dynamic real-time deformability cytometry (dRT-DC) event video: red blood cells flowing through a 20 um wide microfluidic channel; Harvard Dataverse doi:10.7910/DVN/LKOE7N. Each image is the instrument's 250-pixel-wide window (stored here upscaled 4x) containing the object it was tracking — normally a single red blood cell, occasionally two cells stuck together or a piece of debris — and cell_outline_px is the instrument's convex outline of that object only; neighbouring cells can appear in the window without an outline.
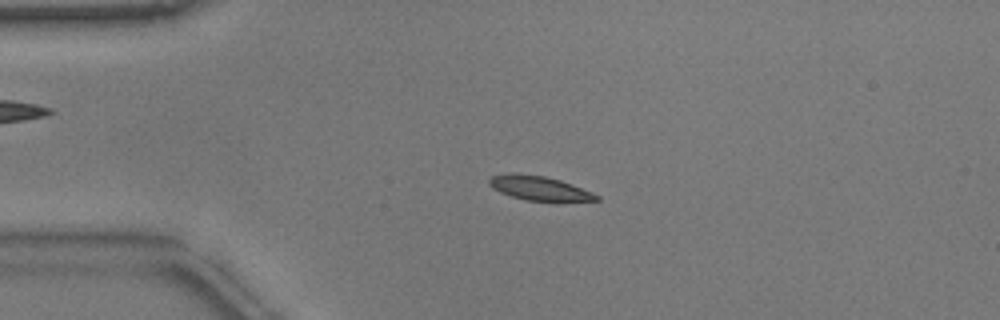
{"species": "common noctule bat (a hibernating species)", "species_latin": "Nyctalus noctula", "temperature_condition": "warm", "stored_images_in_passage": 52, "camera_frame_rate_fps": 3000, "um_per_image_px": 0.085, "animal": {"sex": "male", "body_mass_g": 17.9}, "frame": {"image": 1, "passage_image": 10, "time_ms": 3.0, "image_size_px": [1000, 320], "cell_outline_px": [[600, 200], [528, 200], [512, 196], [500, 192], [492, 188], [488, 184], [488, 180], [492, 176], [508, 172], [512, 172], [544, 176], [560, 180], [572, 184], [592, 192], [600, 196]], "centroid_in_image_um": [45.78, 15.96], "position_along_channel_um": 39.2, "area_um2": 14.91}}
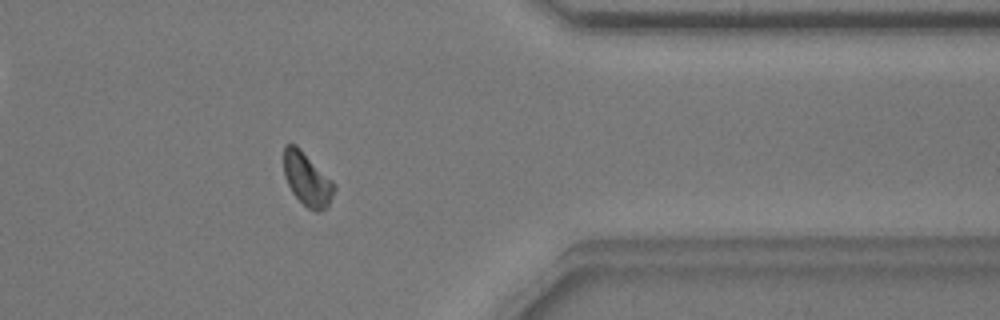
{"frame": {"image": 2, "passage_image": 41, "time_ms": 13.333, "image_size_px": [1000, 320], "cell_outline_px": [[336, 188], [328, 208], [320, 212], [316, 212], [308, 208], [292, 192], [284, 176], [284, 144], [296, 144], [336, 184]], "centroid_in_image_um": [26.13, 15.25], "position_along_channel_um": 385.3, "area_um2": 15.72}}
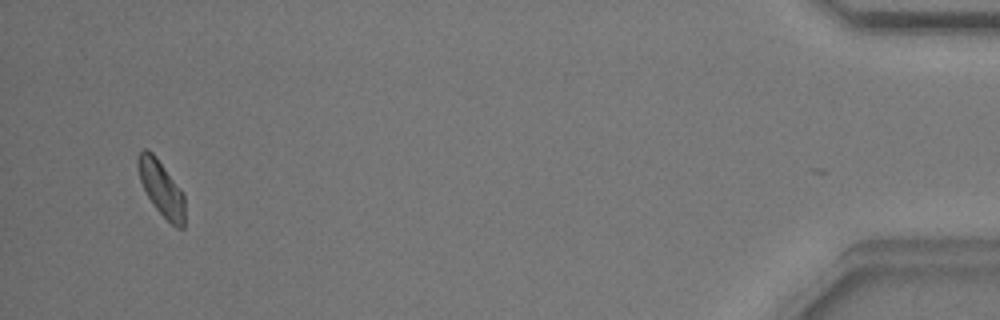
{"frame": {"image": 3, "passage_image": 49, "time_ms": 16.0, "image_size_px": [1000, 320], "cell_outline_px": [[184, 228], [176, 228], [152, 204], [140, 180], [136, 164], [136, 160], [140, 152], [144, 148], [148, 148], [156, 156], [184, 192]], "centroid_in_image_um": [13.71, 15.97], "position_along_channel_um": 421.5, "area_um2": 15.14}, "authors_computed_cell_mechanics": {"area_um2": 15.4615, "velocity_mm_per_s": 3.7762, "shape_relaxation_time_tau1_ms": 5.5655, "shape_relaxation_time_tau2_ms": null, "deformation_change_tau1": 0.1142, "deformation_change_tau2": null}}